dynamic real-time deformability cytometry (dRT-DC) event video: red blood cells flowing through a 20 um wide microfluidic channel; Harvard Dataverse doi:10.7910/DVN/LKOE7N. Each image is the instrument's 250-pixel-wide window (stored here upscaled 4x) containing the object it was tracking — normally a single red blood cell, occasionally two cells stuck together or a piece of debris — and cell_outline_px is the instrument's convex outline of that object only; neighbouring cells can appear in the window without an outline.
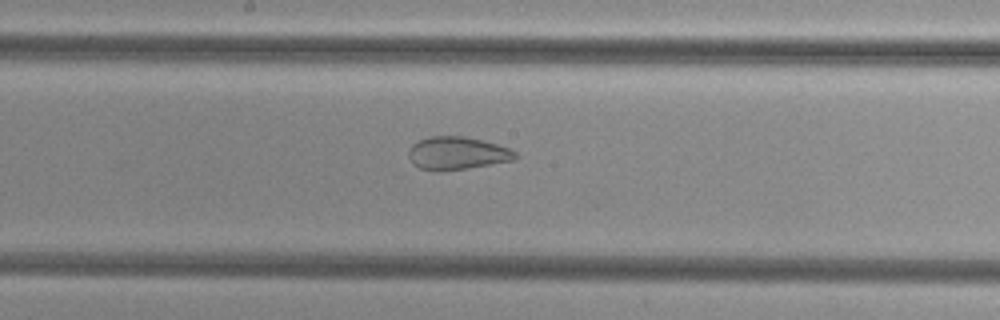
{"species": "common noctule bat (a hibernating species)", "species_latin": "Nyctalus noctula", "temperature_condition": "cold", "stored_images_in_passage": 16, "camera_frame_rate_fps": 3000, "um_per_image_px": 0.085, "animal": {"sex": "female", "body_mass_g": 29.2, "forearm_length_mm": 56.3}, "frame": {"image": 1, "passage_image": 14, "time_ms": 4.333, "image_size_px": [1000, 320], "cell_outline_px": [[516, 156], [512, 160], [468, 168], [436, 172], [420, 168], [412, 164], [408, 156], [408, 148], [412, 144], [428, 136], [464, 136], [496, 144], [508, 148], [516, 152]], "centroid_in_image_um": [38.78, 13.03], "position_along_channel_um": 209.4, "area_um2": 20.4}}